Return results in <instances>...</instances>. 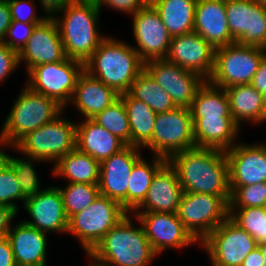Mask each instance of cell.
Instances as JSON below:
<instances>
[{"mask_svg":"<svg viewBox=\"0 0 266 266\" xmlns=\"http://www.w3.org/2000/svg\"><path fill=\"white\" fill-rule=\"evenodd\" d=\"M22 88L11 102L4 120H0V141L14 147L31 131L60 115L64 108L55 100L32 91L22 81Z\"/></svg>","mask_w":266,"mask_h":266,"instance_id":"5b68a950","label":"cell"},{"mask_svg":"<svg viewBox=\"0 0 266 266\" xmlns=\"http://www.w3.org/2000/svg\"><path fill=\"white\" fill-rule=\"evenodd\" d=\"M8 163L12 166L15 172L16 179L20 184L22 196L25 199L36 195L48 185L44 184V179L40 177L41 175L38 173L40 171L37 170V167L40 164L41 167L42 164L45 166L48 165L46 162L33 157L25 156L14 147L8 146Z\"/></svg>","mask_w":266,"mask_h":266,"instance_id":"836d02e7","label":"cell"},{"mask_svg":"<svg viewBox=\"0 0 266 266\" xmlns=\"http://www.w3.org/2000/svg\"><path fill=\"white\" fill-rule=\"evenodd\" d=\"M229 208L266 207V182L249 186H230Z\"/></svg>","mask_w":266,"mask_h":266,"instance_id":"f35d334b","label":"cell"},{"mask_svg":"<svg viewBox=\"0 0 266 266\" xmlns=\"http://www.w3.org/2000/svg\"><path fill=\"white\" fill-rule=\"evenodd\" d=\"M100 162L77 148L61 157L52 167V178L65 183L98 184Z\"/></svg>","mask_w":266,"mask_h":266,"instance_id":"f1b7e54d","label":"cell"},{"mask_svg":"<svg viewBox=\"0 0 266 266\" xmlns=\"http://www.w3.org/2000/svg\"><path fill=\"white\" fill-rule=\"evenodd\" d=\"M230 198L183 192L176 214L190 234L201 243L228 218Z\"/></svg>","mask_w":266,"mask_h":266,"instance_id":"9c48e42d","label":"cell"},{"mask_svg":"<svg viewBox=\"0 0 266 266\" xmlns=\"http://www.w3.org/2000/svg\"><path fill=\"white\" fill-rule=\"evenodd\" d=\"M149 3L148 0H99L97 5L101 12L114 11L127 18L132 16L138 10L144 8ZM106 9V10H105Z\"/></svg>","mask_w":266,"mask_h":266,"instance_id":"7bdbcfd3","label":"cell"},{"mask_svg":"<svg viewBox=\"0 0 266 266\" xmlns=\"http://www.w3.org/2000/svg\"><path fill=\"white\" fill-rule=\"evenodd\" d=\"M19 218L14 221L7 235L17 266H48V247L53 241L50 235Z\"/></svg>","mask_w":266,"mask_h":266,"instance_id":"603a6c76","label":"cell"},{"mask_svg":"<svg viewBox=\"0 0 266 266\" xmlns=\"http://www.w3.org/2000/svg\"><path fill=\"white\" fill-rule=\"evenodd\" d=\"M166 161L167 159L161 156L144 154L134 164L127 188L128 213H133L143 203L155 173Z\"/></svg>","mask_w":266,"mask_h":266,"instance_id":"4dcf8cb0","label":"cell"},{"mask_svg":"<svg viewBox=\"0 0 266 266\" xmlns=\"http://www.w3.org/2000/svg\"><path fill=\"white\" fill-rule=\"evenodd\" d=\"M257 246L253 237L229 218L201 243L209 266H241L244 258Z\"/></svg>","mask_w":266,"mask_h":266,"instance_id":"7c38bea8","label":"cell"},{"mask_svg":"<svg viewBox=\"0 0 266 266\" xmlns=\"http://www.w3.org/2000/svg\"><path fill=\"white\" fill-rule=\"evenodd\" d=\"M126 144L92 119L76 120V148L98 162L111 157Z\"/></svg>","mask_w":266,"mask_h":266,"instance_id":"83f0119b","label":"cell"},{"mask_svg":"<svg viewBox=\"0 0 266 266\" xmlns=\"http://www.w3.org/2000/svg\"><path fill=\"white\" fill-rule=\"evenodd\" d=\"M132 97L146 103L156 114L176 108L170 95L144 69L132 83L128 92Z\"/></svg>","mask_w":266,"mask_h":266,"instance_id":"e575fe53","label":"cell"},{"mask_svg":"<svg viewBox=\"0 0 266 266\" xmlns=\"http://www.w3.org/2000/svg\"><path fill=\"white\" fill-rule=\"evenodd\" d=\"M131 19L132 40L130 44L146 63L154 59H165L171 43V36L161 21L158 11L148 3ZM134 38V39H133ZM135 42V43H133Z\"/></svg>","mask_w":266,"mask_h":266,"instance_id":"5bb4252c","label":"cell"},{"mask_svg":"<svg viewBox=\"0 0 266 266\" xmlns=\"http://www.w3.org/2000/svg\"><path fill=\"white\" fill-rule=\"evenodd\" d=\"M83 70L82 62L66 58L63 61L33 67L26 74L24 84L32 91L55 100L65 109Z\"/></svg>","mask_w":266,"mask_h":266,"instance_id":"8fae6325","label":"cell"},{"mask_svg":"<svg viewBox=\"0 0 266 266\" xmlns=\"http://www.w3.org/2000/svg\"><path fill=\"white\" fill-rule=\"evenodd\" d=\"M66 58L60 31L53 17H48L35 26L26 45L18 53L19 66L25 75L35 66L63 61Z\"/></svg>","mask_w":266,"mask_h":266,"instance_id":"ac0fdd59","label":"cell"},{"mask_svg":"<svg viewBox=\"0 0 266 266\" xmlns=\"http://www.w3.org/2000/svg\"><path fill=\"white\" fill-rule=\"evenodd\" d=\"M11 22V11L8 1L0 0V42H3Z\"/></svg>","mask_w":266,"mask_h":266,"instance_id":"7dc6e473","label":"cell"},{"mask_svg":"<svg viewBox=\"0 0 266 266\" xmlns=\"http://www.w3.org/2000/svg\"><path fill=\"white\" fill-rule=\"evenodd\" d=\"M168 162L177 171L183 192L231 196L225 151L195 147L174 153Z\"/></svg>","mask_w":266,"mask_h":266,"instance_id":"7a4b0ae2","label":"cell"},{"mask_svg":"<svg viewBox=\"0 0 266 266\" xmlns=\"http://www.w3.org/2000/svg\"><path fill=\"white\" fill-rule=\"evenodd\" d=\"M263 255L258 246H256L249 254L244 258L241 266H262Z\"/></svg>","mask_w":266,"mask_h":266,"instance_id":"f907efd6","label":"cell"},{"mask_svg":"<svg viewBox=\"0 0 266 266\" xmlns=\"http://www.w3.org/2000/svg\"><path fill=\"white\" fill-rule=\"evenodd\" d=\"M12 20H17L23 23H42L48 18L47 14L41 10L39 5H36L35 0H7ZM41 13V14H40Z\"/></svg>","mask_w":266,"mask_h":266,"instance_id":"60d3db41","label":"cell"},{"mask_svg":"<svg viewBox=\"0 0 266 266\" xmlns=\"http://www.w3.org/2000/svg\"><path fill=\"white\" fill-rule=\"evenodd\" d=\"M128 114L131 145L143 148L151 139L157 114L129 93L120 94Z\"/></svg>","mask_w":266,"mask_h":266,"instance_id":"1f68e13d","label":"cell"},{"mask_svg":"<svg viewBox=\"0 0 266 266\" xmlns=\"http://www.w3.org/2000/svg\"><path fill=\"white\" fill-rule=\"evenodd\" d=\"M228 218L248 232L257 245L266 242V207L229 208Z\"/></svg>","mask_w":266,"mask_h":266,"instance_id":"74e56055","label":"cell"},{"mask_svg":"<svg viewBox=\"0 0 266 266\" xmlns=\"http://www.w3.org/2000/svg\"><path fill=\"white\" fill-rule=\"evenodd\" d=\"M76 1H92V2H98L99 0H76Z\"/></svg>","mask_w":266,"mask_h":266,"instance_id":"11a10c76","label":"cell"},{"mask_svg":"<svg viewBox=\"0 0 266 266\" xmlns=\"http://www.w3.org/2000/svg\"><path fill=\"white\" fill-rule=\"evenodd\" d=\"M53 18L57 22L67 58L83 64L109 35L103 31L102 12L97 2L72 0Z\"/></svg>","mask_w":266,"mask_h":266,"instance_id":"3957f363","label":"cell"},{"mask_svg":"<svg viewBox=\"0 0 266 266\" xmlns=\"http://www.w3.org/2000/svg\"><path fill=\"white\" fill-rule=\"evenodd\" d=\"M229 31L239 45L266 49V7L254 0L226 1Z\"/></svg>","mask_w":266,"mask_h":266,"instance_id":"2e32d148","label":"cell"},{"mask_svg":"<svg viewBox=\"0 0 266 266\" xmlns=\"http://www.w3.org/2000/svg\"><path fill=\"white\" fill-rule=\"evenodd\" d=\"M165 59L208 80L214 68L215 48L193 31L171 37Z\"/></svg>","mask_w":266,"mask_h":266,"instance_id":"44dd1931","label":"cell"},{"mask_svg":"<svg viewBox=\"0 0 266 266\" xmlns=\"http://www.w3.org/2000/svg\"><path fill=\"white\" fill-rule=\"evenodd\" d=\"M234 122L244 131L247 126H263L266 123L264 95L251 84L230 86L225 89Z\"/></svg>","mask_w":266,"mask_h":266,"instance_id":"484cf974","label":"cell"},{"mask_svg":"<svg viewBox=\"0 0 266 266\" xmlns=\"http://www.w3.org/2000/svg\"><path fill=\"white\" fill-rule=\"evenodd\" d=\"M240 139L225 151L229 164V186H249L266 182V139Z\"/></svg>","mask_w":266,"mask_h":266,"instance_id":"d6986e66","label":"cell"},{"mask_svg":"<svg viewBox=\"0 0 266 266\" xmlns=\"http://www.w3.org/2000/svg\"><path fill=\"white\" fill-rule=\"evenodd\" d=\"M154 252L142 224L128 213L87 255L90 266H152Z\"/></svg>","mask_w":266,"mask_h":266,"instance_id":"6da1fadb","label":"cell"},{"mask_svg":"<svg viewBox=\"0 0 266 266\" xmlns=\"http://www.w3.org/2000/svg\"><path fill=\"white\" fill-rule=\"evenodd\" d=\"M251 85L263 95L266 94V56L261 60Z\"/></svg>","mask_w":266,"mask_h":266,"instance_id":"c3c4849f","label":"cell"},{"mask_svg":"<svg viewBox=\"0 0 266 266\" xmlns=\"http://www.w3.org/2000/svg\"><path fill=\"white\" fill-rule=\"evenodd\" d=\"M142 224L154 252L161 255L173 251L198 247L200 243L190 234L176 213L133 212Z\"/></svg>","mask_w":266,"mask_h":266,"instance_id":"4fadbf2b","label":"cell"},{"mask_svg":"<svg viewBox=\"0 0 266 266\" xmlns=\"http://www.w3.org/2000/svg\"><path fill=\"white\" fill-rule=\"evenodd\" d=\"M266 49L233 43L215 49L210 83L221 88L251 84Z\"/></svg>","mask_w":266,"mask_h":266,"instance_id":"ba28073f","label":"cell"},{"mask_svg":"<svg viewBox=\"0 0 266 266\" xmlns=\"http://www.w3.org/2000/svg\"><path fill=\"white\" fill-rule=\"evenodd\" d=\"M38 24L40 23H23L17 20H12L3 43H5L10 49L19 53L26 45L35 26Z\"/></svg>","mask_w":266,"mask_h":266,"instance_id":"b9f144b4","label":"cell"},{"mask_svg":"<svg viewBox=\"0 0 266 266\" xmlns=\"http://www.w3.org/2000/svg\"><path fill=\"white\" fill-rule=\"evenodd\" d=\"M144 69L171 97L176 107L190 108L206 79L166 59L144 63Z\"/></svg>","mask_w":266,"mask_h":266,"instance_id":"e0dca14e","label":"cell"},{"mask_svg":"<svg viewBox=\"0 0 266 266\" xmlns=\"http://www.w3.org/2000/svg\"><path fill=\"white\" fill-rule=\"evenodd\" d=\"M48 17H53L72 0H35Z\"/></svg>","mask_w":266,"mask_h":266,"instance_id":"681fc988","label":"cell"},{"mask_svg":"<svg viewBox=\"0 0 266 266\" xmlns=\"http://www.w3.org/2000/svg\"><path fill=\"white\" fill-rule=\"evenodd\" d=\"M264 99H265V109H266V94L264 95Z\"/></svg>","mask_w":266,"mask_h":266,"instance_id":"9f6ffc18","label":"cell"},{"mask_svg":"<svg viewBox=\"0 0 266 266\" xmlns=\"http://www.w3.org/2000/svg\"><path fill=\"white\" fill-rule=\"evenodd\" d=\"M25 198L22 196L20 184L16 179L12 166L7 163L0 171V204L22 211Z\"/></svg>","mask_w":266,"mask_h":266,"instance_id":"ab89813d","label":"cell"},{"mask_svg":"<svg viewBox=\"0 0 266 266\" xmlns=\"http://www.w3.org/2000/svg\"><path fill=\"white\" fill-rule=\"evenodd\" d=\"M189 109L192 118H232L225 89L208 80L199 88Z\"/></svg>","mask_w":266,"mask_h":266,"instance_id":"d6a6232c","label":"cell"},{"mask_svg":"<svg viewBox=\"0 0 266 266\" xmlns=\"http://www.w3.org/2000/svg\"><path fill=\"white\" fill-rule=\"evenodd\" d=\"M8 163V145L0 141V171Z\"/></svg>","mask_w":266,"mask_h":266,"instance_id":"816d5d0a","label":"cell"},{"mask_svg":"<svg viewBox=\"0 0 266 266\" xmlns=\"http://www.w3.org/2000/svg\"><path fill=\"white\" fill-rule=\"evenodd\" d=\"M24 218H21L26 224L35 229L49 234L51 237L55 234L66 235L68 231V218L64 211V205L60 189L55 184L47 185L36 195L25 199L22 207ZM29 216V217H28Z\"/></svg>","mask_w":266,"mask_h":266,"instance_id":"9a60e30c","label":"cell"},{"mask_svg":"<svg viewBox=\"0 0 266 266\" xmlns=\"http://www.w3.org/2000/svg\"><path fill=\"white\" fill-rule=\"evenodd\" d=\"M193 31L215 49L235 43L228 28L226 1L197 0Z\"/></svg>","mask_w":266,"mask_h":266,"instance_id":"d4e9b609","label":"cell"},{"mask_svg":"<svg viewBox=\"0 0 266 266\" xmlns=\"http://www.w3.org/2000/svg\"><path fill=\"white\" fill-rule=\"evenodd\" d=\"M0 266H17L7 237L0 238Z\"/></svg>","mask_w":266,"mask_h":266,"instance_id":"bcb514c9","label":"cell"},{"mask_svg":"<svg viewBox=\"0 0 266 266\" xmlns=\"http://www.w3.org/2000/svg\"><path fill=\"white\" fill-rule=\"evenodd\" d=\"M61 185L57 186L60 189L68 220L91 205L100 195L98 184L62 183Z\"/></svg>","mask_w":266,"mask_h":266,"instance_id":"d590c367","label":"cell"},{"mask_svg":"<svg viewBox=\"0 0 266 266\" xmlns=\"http://www.w3.org/2000/svg\"><path fill=\"white\" fill-rule=\"evenodd\" d=\"M92 120L111 134L116 135L126 145H131L128 114L120 97Z\"/></svg>","mask_w":266,"mask_h":266,"instance_id":"8d00e7d4","label":"cell"},{"mask_svg":"<svg viewBox=\"0 0 266 266\" xmlns=\"http://www.w3.org/2000/svg\"><path fill=\"white\" fill-rule=\"evenodd\" d=\"M119 95L113 88L83 70L77 79L71 100L64 110L68 113L75 110L78 116L73 119H92L115 102Z\"/></svg>","mask_w":266,"mask_h":266,"instance_id":"7402d4cb","label":"cell"},{"mask_svg":"<svg viewBox=\"0 0 266 266\" xmlns=\"http://www.w3.org/2000/svg\"><path fill=\"white\" fill-rule=\"evenodd\" d=\"M256 3L261 4L262 6L266 7V0H254Z\"/></svg>","mask_w":266,"mask_h":266,"instance_id":"db71d44e","label":"cell"},{"mask_svg":"<svg viewBox=\"0 0 266 266\" xmlns=\"http://www.w3.org/2000/svg\"><path fill=\"white\" fill-rule=\"evenodd\" d=\"M195 147L190 109L176 107L157 114L152 139L142 149L168 160L174 153Z\"/></svg>","mask_w":266,"mask_h":266,"instance_id":"30bf717a","label":"cell"},{"mask_svg":"<svg viewBox=\"0 0 266 266\" xmlns=\"http://www.w3.org/2000/svg\"><path fill=\"white\" fill-rule=\"evenodd\" d=\"M20 70L18 53L0 42V87L7 84V80Z\"/></svg>","mask_w":266,"mask_h":266,"instance_id":"ee69618b","label":"cell"},{"mask_svg":"<svg viewBox=\"0 0 266 266\" xmlns=\"http://www.w3.org/2000/svg\"><path fill=\"white\" fill-rule=\"evenodd\" d=\"M128 212L117 201L99 195L97 199L81 212L68 220V231L81 246L85 256L117 225Z\"/></svg>","mask_w":266,"mask_h":266,"instance_id":"52a82bcc","label":"cell"},{"mask_svg":"<svg viewBox=\"0 0 266 266\" xmlns=\"http://www.w3.org/2000/svg\"><path fill=\"white\" fill-rule=\"evenodd\" d=\"M192 120L195 144L199 148L227 151L244 133L233 118H192Z\"/></svg>","mask_w":266,"mask_h":266,"instance_id":"4316f807","label":"cell"},{"mask_svg":"<svg viewBox=\"0 0 266 266\" xmlns=\"http://www.w3.org/2000/svg\"><path fill=\"white\" fill-rule=\"evenodd\" d=\"M263 255V259H262V266H266V242L260 243L259 245H257Z\"/></svg>","mask_w":266,"mask_h":266,"instance_id":"f5cc1de1","label":"cell"},{"mask_svg":"<svg viewBox=\"0 0 266 266\" xmlns=\"http://www.w3.org/2000/svg\"><path fill=\"white\" fill-rule=\"evenodd\" d=\"M171 37L193 32L197 0H151Z\"/></svg>","mask_w":266,"mask_h":266,"instance_id":"f546056e","label":"cell"},{"mask_svg":"<svg viewBox=\"0 0 266 266\" xmlns=\"http://www.w3.org/2000/svg\"><path fill=\"white\" fill-rule=\"evenodd\" d=\"M84 70L118 94H123L129 92L132 83L144 70V62L130 41L110 34L84 64Z\"/></svg>","mask_w":266,"mask_h":266,"instance_id":"277c9868","label":"cell"},{"mask_svg":"<svg viewBox=\"0 0 266 266\" xmlns=\"http://www.w3.org/2000/svg\"><path fill=\"white\" fill-rule=\"evenodd\" d=\"M67 113V114H66ZM65 110L51 122L23 137L14 148L21 154L46 162L52 178L53 165L76 148V120Z\"/></svg>","mask_w":266,"mask_h":266,"instance_id":"8992f818","label":"cell"},{"mask_svg":"<svg viewBox=\"0 0 266 266\" xmlns=\"http://www.w3.org/2000/svg\"><path fill=\"white\" fill-rule=\"evenodd\" d=\"M143 149L126 145L119 152L100 163V195L117 201L127 211V188L134 164L144 155Z\"/></svg>","mask_w":266,"mask_h":266,"instance_id":"ffe728a7","label":"cell"},{"mask_svg":"<svg viewBox=\"0 0 266 266\" xmlns=\"http://www.w3.org/2000/svg\"><path fill=\"white\" fill-rule=\"evenodd\" d=\"M182 195L177 171L167 160L155 173L145 200L134 212L176 213Z\"/></svg>","mask_w":266,"mask_h":266,"instance_id":"cb8c5ba5","label":"cell"},{"mask_svg":"<svg viewBox=\"0 0 266 266\" xmlns=\"http://www.w3.org/2000/svg\"><path fill=\"white\" fill-rule=\"evenodd\" d=\"M19 213L10 206L0 204V238L7 237Z\"/></svg>","mask_w":266,"mask_h":266,"instance_id":"f6af8a7d","label":"cell"}]
</instances>
